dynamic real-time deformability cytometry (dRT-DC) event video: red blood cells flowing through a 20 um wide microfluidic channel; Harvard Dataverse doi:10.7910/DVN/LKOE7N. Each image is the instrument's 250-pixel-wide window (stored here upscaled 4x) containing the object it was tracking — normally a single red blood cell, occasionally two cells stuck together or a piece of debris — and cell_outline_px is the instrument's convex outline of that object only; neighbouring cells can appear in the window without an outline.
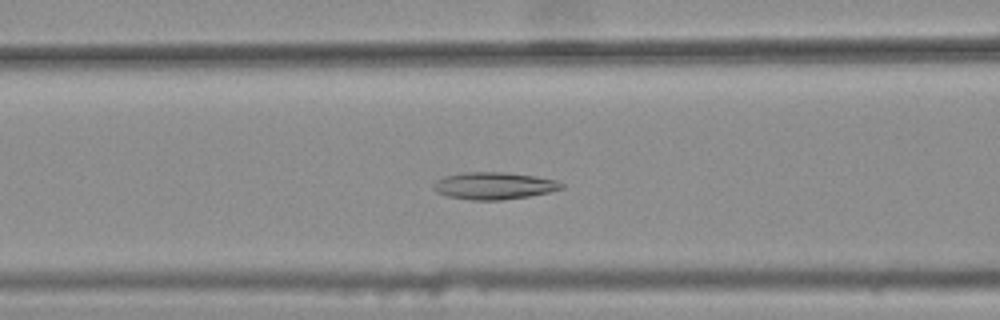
{"species": "common noctule bat (a hibernating species)", "species_latin": "Nyctalus noctula", "temperature_condition": "warm", "stored_images_in_passage": 38, "camera_frame_rate_fps": 3000, "um_per_image_px": 0.085, "animal": {"sex": "female", "body_mass_g": 25.1}, "frame": {"image": 1, "passage_image": 15, "time_ms": 4.667, "image_size_px": [1000, 320], "cell_outline_px": [[564, 188], [548, 192], [528, 196], [500, 200], [472, 200], [448, 196], [436, 192], [432, 188], [444, 176], [468, 172], [504, 172], [536, 176], [556, 180], [564, 184]], "centroid_in_image_um": [42.03, 15.79], "position_along_channel_um": 124.6, "area_um2": 20.0}}
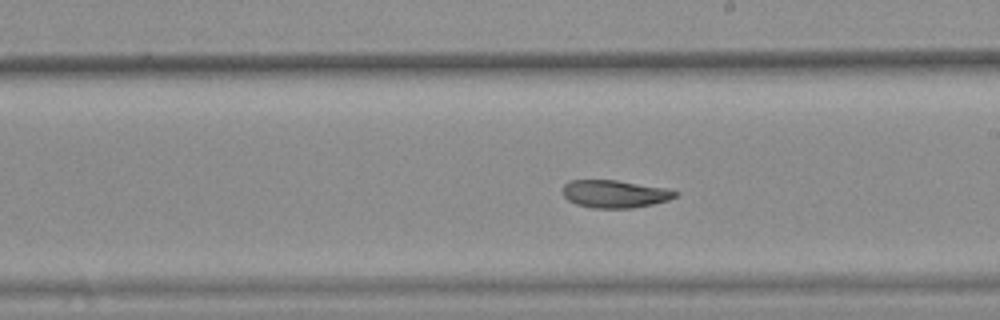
{"frame": {"image": 2, "passage_image": 24, "time_ms": 7.667, "image_size_px": [1000, 320], "cell_outline_px": [[680, 192], [676, 196], [668, 200], [652, 204], [632, 208], [592, 208], [576, 204], [568, 200], [564, 196], [564, 184], [568, 180], [616, 180], [664, 188]], "centroid_in_image_um": [52.24, 16.48], "position_along_channel_um": 236.8, "area_um2": 18.03}}
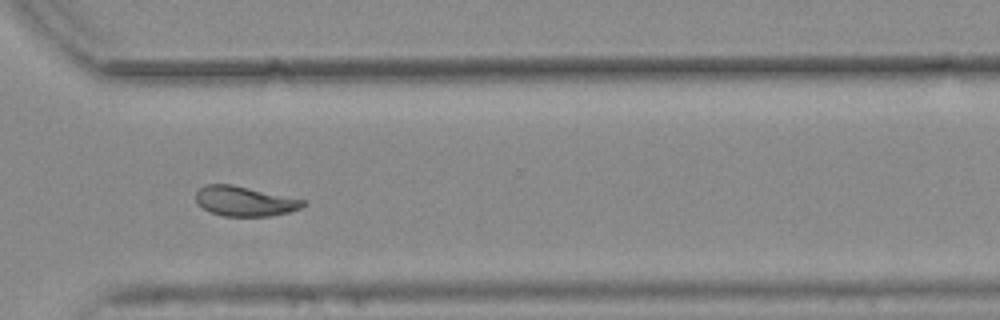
{"frame": {"image": 3, "passage_image": 33, "time_ms": 10.667, "image_size_px": [1000, 320], "cell_outline_px": [[304, 204], [300, 208], [288, 212], [272, 216], [224, 216], [208, 212], [196, 200], [196, 192], [204, 184], [232, 184], [304, 200]], "centroid_in_image_um": [20.75, 17.1], "position_along_channel_um": 349.8, "area_um2": 18.44}, "authors_computed_cell_mechanics": {"area_um2": 19.3052, "velocity_mm_per_s": 3.7573, "shape_relaxation_time_tau1_ms": null, "shape_relaxation_time_tau2_ms": 4.9242, "deformation_change_tau1": null, "deformation_change_tau2": 0.1137}}